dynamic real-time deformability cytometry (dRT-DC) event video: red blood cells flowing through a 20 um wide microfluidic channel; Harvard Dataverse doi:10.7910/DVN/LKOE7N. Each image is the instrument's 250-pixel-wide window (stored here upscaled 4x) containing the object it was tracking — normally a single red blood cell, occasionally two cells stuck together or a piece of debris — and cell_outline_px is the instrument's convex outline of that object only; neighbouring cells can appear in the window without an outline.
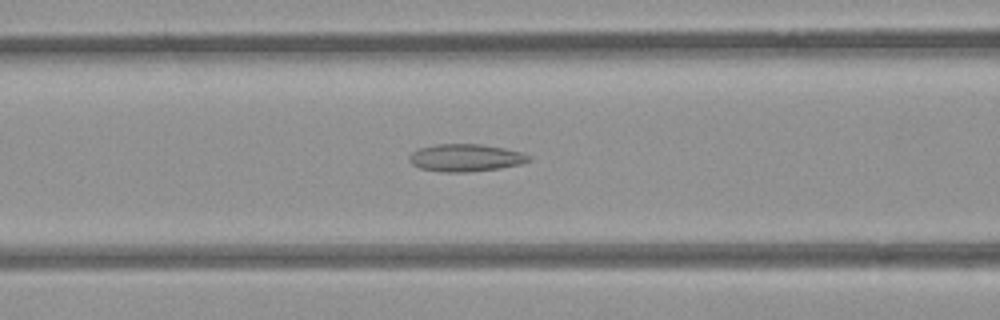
{"species": "common noctule bat (a hibernating species)", "species_latin": "Nyctalus noctula", "temperature_condition": "room temperature", "stored_images_in_passage": 30, "camera_frame_rate_fps": 3000, "um_per_image_px": 0.085, "animal": {"sex": "female", "body_mass_g": 21.9}, "frame": {"image": 1, "passage_image": 5, "time_ms": 1.333, "image_size_px": [1000, 320], "cell_outline_px": [[532, 160], [520, 164], [500, 168], [468, 172], [440, 172], [420, 168], [412, 164], [408, 160], [408, 156], [412, 152], [420, 148], [436, 144], [480, 144], [504, 148], [520, 152], [532, 156]], "centroid_in_image_um": [39.57, 13.41], "position_along_channel_um": 127.0, "area_um2": 19.19}}
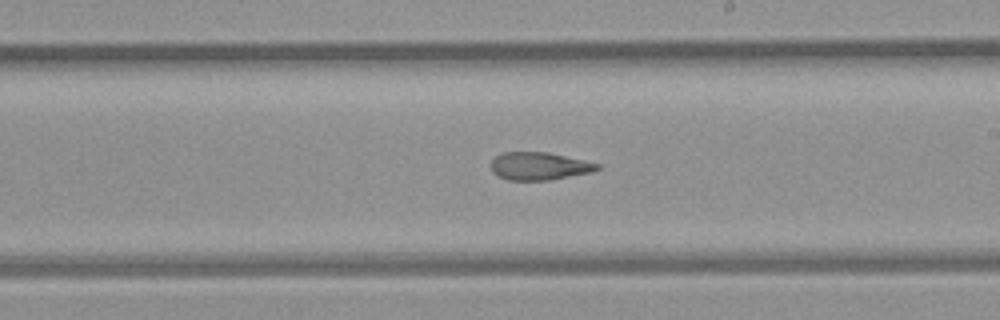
{"frame": {"image": 2, "passage_image": 14, "time_ms": 4.333, "image_size_px": [1000, 320], "cell_outline_px": [[600, 168], [592, 172], [548, 180], [508, 180], [492, 172], [492, 160], [496, 156], [504, 152], [548, 152], [584, 160], [600, 164]], "centroid_in_image_um": [45.85, 14.11], "position_along_channel_um": 243.2, "area_um2": 17.05}}
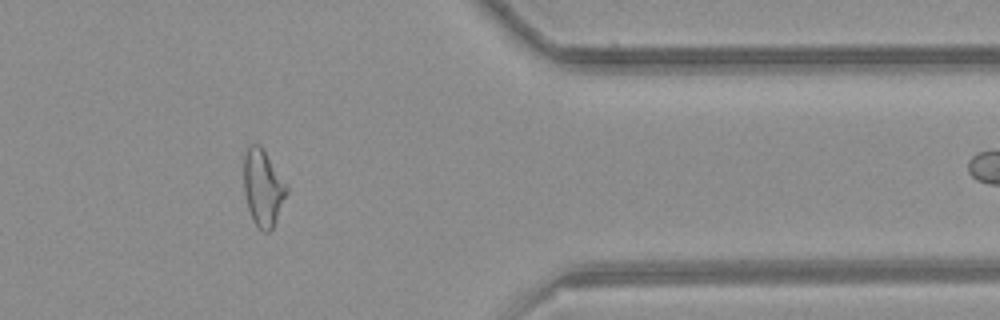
{"frame": {"image": 3, "passage_image": 27, "time_ms": 8.667, "image_size_px": [1000, 320], "cell_outline_px": [[288, 192], [276, 220], [272, 228], [268, 232], [264, 232], [252, 220], [248, 208], [244, 192], [244, 152], [248, 144], [260, 144], [288, 184]], "centroid_in_image_um": [22.36, 15.92], "position_along_channel_um": 389.0, "area_um2": 19.31}}